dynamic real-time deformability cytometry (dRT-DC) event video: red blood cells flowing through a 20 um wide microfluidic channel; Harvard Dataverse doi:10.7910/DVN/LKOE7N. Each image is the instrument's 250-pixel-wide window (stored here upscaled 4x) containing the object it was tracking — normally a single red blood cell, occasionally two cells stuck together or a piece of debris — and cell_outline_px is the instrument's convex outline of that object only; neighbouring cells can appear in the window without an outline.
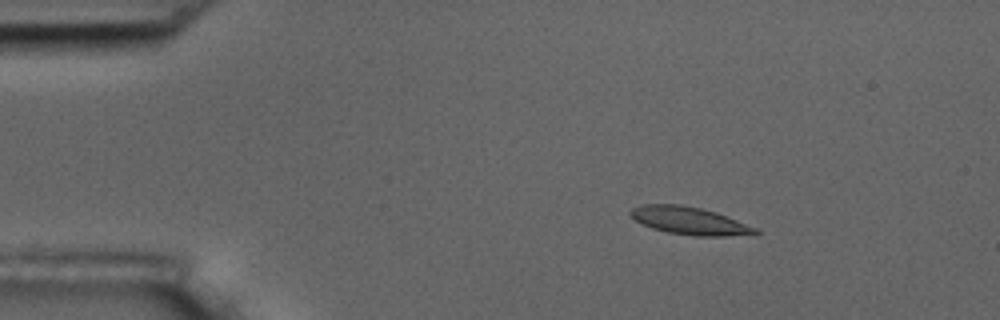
{"species": "common noctule bat (a hibernating species)", "species_latin": "Nyctalus noctula", "temperature_condition": "room temperature", "stored_images_in_passage": 5, "camera_frame_rate_fps": 3000, "um_per_image_px": 0.085, "animal": {"sex": "male", "body_mass_g": 17.5, "forearm_length_mm": 52.3}, "frame": {"image": 1, "passage_image": 3, "time_ms": 2.333, "image_size_px": [1000, 320], "cell_outline_px": [[760, 232], [756, 236], [696, 236], [668, 232], [652, 228], [636, 220], [628, 212], [632, 208], [640, 204], [680, 204], [700, 208], [716, 212], [756, 228]], "centroid_in_image_um": [58.65, 18.77], "position_along_channel_um": 26.3, "area_um2": 20.17}}